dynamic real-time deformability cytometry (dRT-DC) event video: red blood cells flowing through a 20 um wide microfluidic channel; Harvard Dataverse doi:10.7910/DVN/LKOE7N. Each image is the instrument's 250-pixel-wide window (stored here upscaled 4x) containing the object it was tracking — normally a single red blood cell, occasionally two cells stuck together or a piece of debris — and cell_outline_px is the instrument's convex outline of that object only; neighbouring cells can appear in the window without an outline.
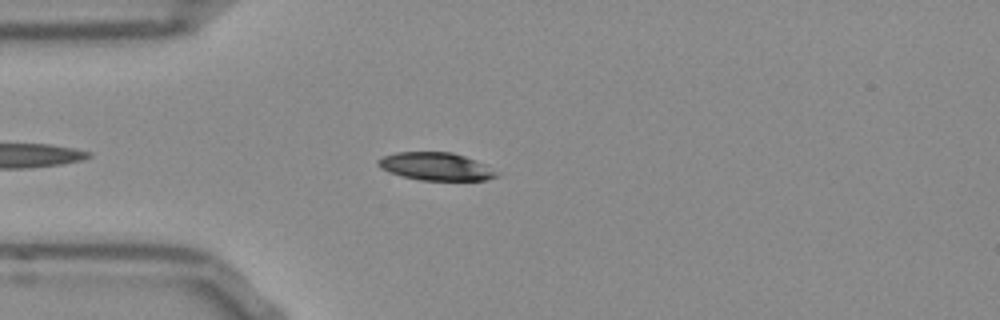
{"species": "Egyptian fruit bat (a non-hibernating species)", "species_latin": "Rousettus aegyptiacus", "temperature_condition": "room temperature", "stored_images_in_passage": 40, "camera_frame_rate_fps": 3000, "um_per_image_px": 0.085, "frame": {"image": 1, "passage_image": 6, "time_ms": 1.667, "image_size_px": [1000, 320], "cell_outline_px": [[500, 176], [488, 180], [420, 180], [388, 172], [380, 168], [376, 164], [376, 160], [384, 156], [396, 152], [452, 152], [476, 160], [484, 164], [496, 172]], "centroid_in_image_um": [37.03, 14.15], "position_along_channel_um": 48.0, "area_um2": 19.19}}
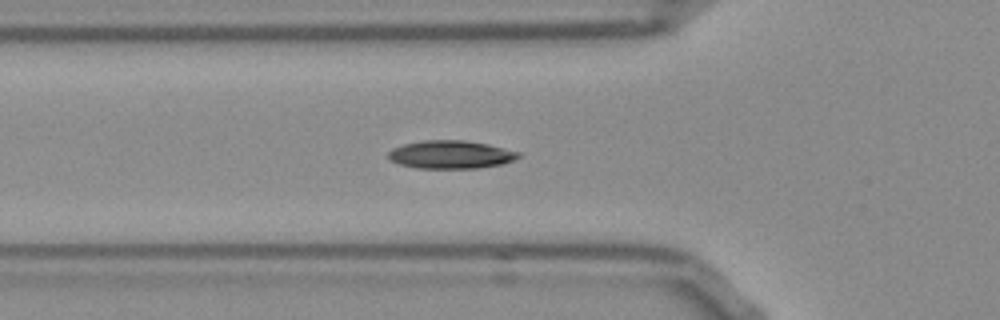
{"frame": {"image": 2, "passage_image": 10, "time_ms": 3.0, "image_size_px": [1000, 320], "cell_outline_px": [[520, 156], [504, 164], [480, 168], [416, 168], [400, 164], [388, 160], [388, 152], [392, 148], [404, 144], [424, 140], [464, 140], [488, 144], [520, 152]], "centroid_in_image_um": [38.3, 13.14], "position_along_channel_um": 87.5, "area_um2": 21.39}}
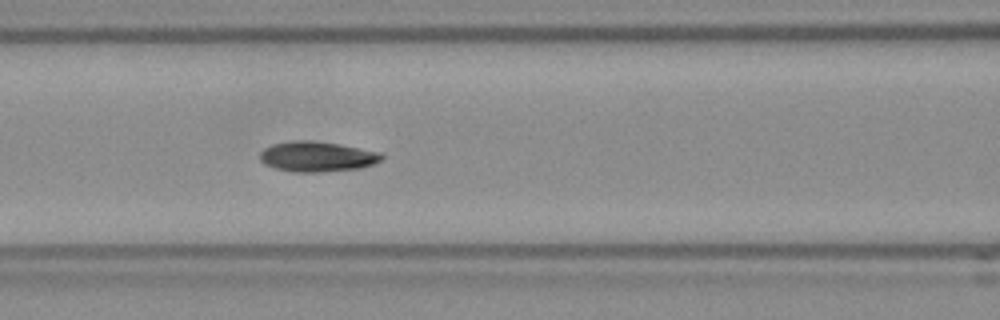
{"frame": {"image": 3, "passage_image": 14, "time_ms": 4.333, "image_size_px": [1000, 320], "cell_outline_px": [[384, 156], [380, 160], [372, 164], [360, 168], [320, 172], [292, 172], [276, 168], [264, 164], [260, 160], [260, 152], [264, 148], [272, 144], [292, 140], [312, 140], [340, 144], [380, 152]], "centroid_in_image_um": [26.92, 13.3], "position_along_channel_um": 139.7, "area_um2": 21.5}, "authors_computed_cell_mechanics": {"area_um2": 20.808, "velocity_mm_per_s": 3.839, "shape_relaxation_time_tau1_ms": 7.4845, "shape_relaxation_time_tau2_ms": 2.8184, "deformation_change_tau1": 0.1674, "deformation_change_tau2": 0.0605}}